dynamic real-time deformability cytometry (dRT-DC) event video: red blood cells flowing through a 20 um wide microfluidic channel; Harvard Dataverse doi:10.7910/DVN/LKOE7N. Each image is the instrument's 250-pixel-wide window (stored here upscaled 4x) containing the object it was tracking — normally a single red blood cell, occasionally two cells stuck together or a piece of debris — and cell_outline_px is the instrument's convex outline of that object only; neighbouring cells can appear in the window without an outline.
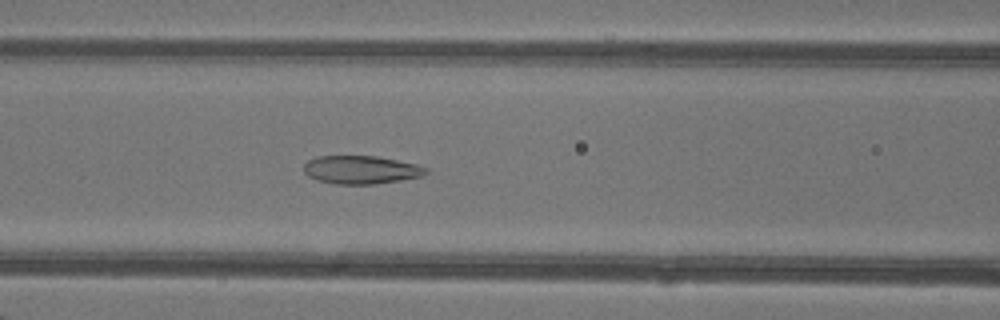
{"species": "common noctule bat (a hibernating species)", "species_latin": "Nyctalus noctula", "temperature_condition": "warm", "stored_images_in_passage": 40, "camera_frame_rate_fps": 3000, "um_per_image_px": 0.085, "animal": {"sex": "female"}, "frame": {"image": 1, "passage_image": 13, "time_ms": 4.0, "image_size_px": [1000, 320], "cell_outline_px": [[428, 172], [424, 176], [400, 180], [372, 184], [336, 184], [316, 180], [308, 176], [304, 172], [304, 164], [308, 160], [316, 156], [376, 156], [416, 164], [428, 168]], "centroid_in_image_um": [30.68, 14.43], "position_along_channel_um": 135.9, "area_um2": 20.11}}
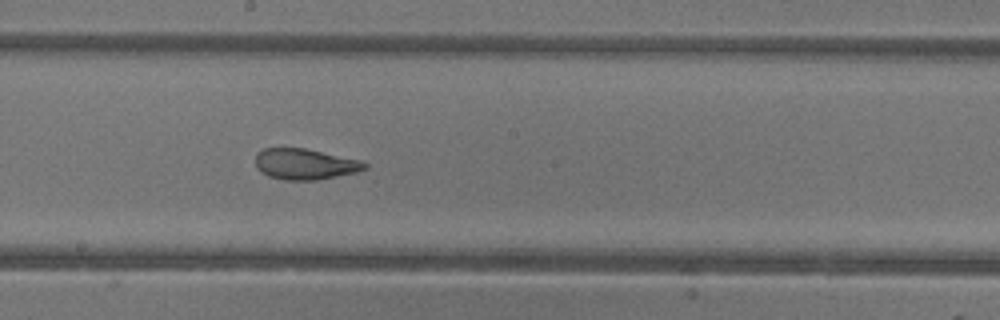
{"frame": {"image": 2, "passage_image": 19, "time_ms": 6.0, "image_size_px": [1000, 320], "cell_outline_px": [[368, 168], [356, 172], [316, 180], [284, 180], [268, 176], [260, 172], [256, 168], [256, 152], [264, 148], [304, 148], [364, 160], [368, 164]], "centroid_in_image_um": [25.94, 13.94], "position_along_channel_um": 222.3, "area_um2": 19.88}}
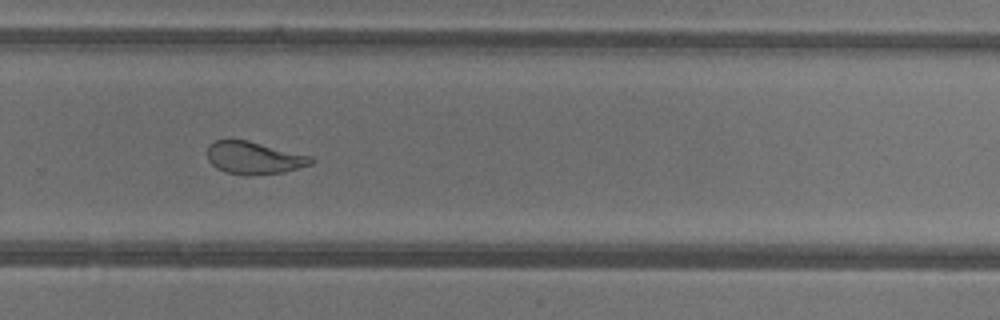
{"frame": {"image": 3, "passage_image": 25, "time_ms": 8.0, "image_size_px": [1000, 320], "cell_outline_px": [[316, 160], [312, 164], [284, 172], [252, 176], [248, 176], [224, 172], [216, 168], [208, 160], [208, 144], [216, 140], [248, 140], [312, 156]], "centroid_in_image_um": [21.61, 13.43], "position_along_channel_um": 308.2, "area_um2": 19.88}, "authors_computed_cell_mechanics": {"area_um2": 22.2241, "velocity_mm_per_s": 4.3247, "shape_relaxation_time_tau1_ms": null, "shape_relaxation_time_tau2_ms": 1.2817, "deformation_change_tau1": null, "deformation_change_tau2": 0.0947}}